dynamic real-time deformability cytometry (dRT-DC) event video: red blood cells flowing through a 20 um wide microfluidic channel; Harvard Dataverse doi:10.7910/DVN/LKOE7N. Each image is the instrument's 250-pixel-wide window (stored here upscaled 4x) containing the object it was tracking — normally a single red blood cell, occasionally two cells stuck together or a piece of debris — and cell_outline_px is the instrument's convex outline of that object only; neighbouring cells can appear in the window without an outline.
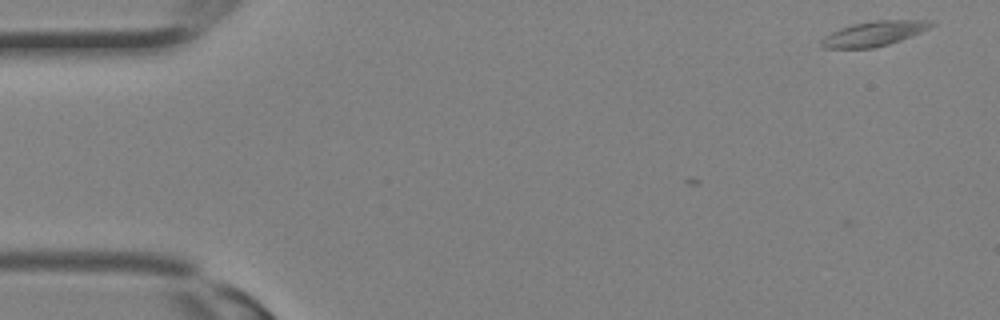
{"species": "Egyptian fruit bat (a non-hibernating species)", "species_latin": "Rousettus aegyptiacus", "temperature_condition": "room temperature", "stored_images_in_passage": 6, "camera_frame_rate_fps": 3000, "um_per_image_px": 0.085, "animal": {"sex": "female"}, "frame": {"image": 1, "passage_image": 1, "time_ms": 0.0, "image_size_px": [1000, 320], "cell_outline_px": [[936, 24], [912, 36], [888, 44], [872, 48], [820, 48], [820, 40], [824, 36], [840, 28], [852, 24], [876, 20], [932, 20]], "centroid_in_image_um": [74.27, 2.85], "position_along_channel_um": 10.7, "area_um2": 15.9}}